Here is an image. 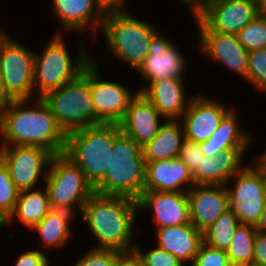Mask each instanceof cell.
Listing matches in <instances>:
<instances>
[{
  "mask_svg": "<svg viewBox=\"0 0 266 266\" xmlns=\"http://www.w3.org/2000/svg\"><path fill=\"white\" fill-rule=\"evenodd\" d=\"M27 102L25 99L10 100L0 111L2 146H37L54 155L64 153L66 134L48 104L39 98L31 109L25 107Z\"/></svg>",
  "mask_w": 266,
  "mask_h": 266,
  "instance_id": "cell-1",
  "label": "cell"
},
{
  "mask_svg": "<svg viewBox=\"0 0 266 266\" xmlns=\"http://www.w3.org/2000/svg\"><path fill=\"white\" fill-rule=\"evenodd\" d=\"M137 209L135 199L94 193L81 210L82 218L99 241V246L93 248L133 252L135 243H130Z\"/></svg>",
  "mask_w": 266,
  "mask_h": 266,
  "instance_id": "cell-2",
  "label": "cell"
},
{
  "mask_svg": "<svg viewBox=\"0 0 266 266\" xmlns=\"http://www.w3.org/2000/svg\"><path fill=\"white\" fill-rule=\"evenodd\" d=\"M121 133L119 124L100 123L66 135L64 155L84 172L95 188L110 168L115 138Z\"/></svg>",
  "mask_w": 266,
  "mask_h": 266,
  "instance_id": "cell-3",
  "label": "cell"
},
{
  "mask_svg": "<svg viewBox=\"0 0 266 266\" xmlns=\"http://www.w3.org/2000/svg\"><path fill=\"white\" fill-rule=\"evenodd\" d=\"M145 170L142 147L121 132L114 140L110 168L94 193L138 200L144 192Z\"/></svg>",
  "mask_w": 266,
  "mask_h": 266,
  "instance_id": "cell-4",
  "label": "cell"
},
{
  "mask_svg": "<svg viewBox=\"0 0 266 266\" xmlns=\"http://www.w3.org/2000/svg\"><path fill=\"white\" fill-rule=\"evenodd\" d=\"M42 99L66 135L96 125L97 116L91 96V62L77 78L48 92Z\"/></svg>",
  "mask_w": 266,
  "mask_h": 266,
  "instance_id": "cell-5",
  "label": "cell"
},
{
  "mask_svg": "<svg viewBox=\"0 0 266 266\" xmlns=\"http://www.w3.org/2000/svg\"><path fill=\"white\" fill-rule=\"evenodd\" d=\"M64 36L59 31L54 35L46 50L34 53V86L38 88L39 97H44L48 92L58 89L77 78L92 61L84 51L81 43L80 54L77 61L71 60L70 53L64 43Z\"/></svg>",
  "mask_w": 266,
  "mask_h": 266,
  "instance_id": "cell-6",
  "label": "cell"
},
{
  "mask_svg": "<svg viewBox=\"0 0 266 266\" xmlns=\"http://www.w3.org/2000/svg\"><path fill=\"white\" fill-rule=\"evenodd\" d=\"M110 51L136 69L149 54V46L157 29L125 12L105 14L101 26Z\"/></svg>",
  "mask_w": 266,
  "mask_h": 266,
  "instance_id": "cell-7",
  "label": "cell"
},
{
  "mask_svg": "<svg viewBox=\"0 0 266 266\" xmlns=\"http://www.w3.org/2000/svg\"><path fill=\"white\" fill-rule=\"evenodd\" d=\"M49 171L43 177L52 209L67 210L74 213L73 205L79 210L94 194L84 172L63 153L54 155Z\"/></svg>",
  "mask_w": 266,
  "mask_h": 266,
  "instance_id": "cell-8",
  "label": "cell"
},
{
  "mask_svg": "<svg viewBox=\"0 0 266 266\" xmlns=\"http://www.w3.org/2000/svg\"><path fill=\"white\" fill-rule=\"evenodd\" d=\"M233 177L237 178L235 188L226 186L228 208L240 224L256 226L266 204V178L257 165L243 166Z\"/></svg>",
  "mask_w": 266,
  "mask_h": 266,
  "instance_id": "cell-9",
  "label": "cell"
},
{
  "mask_svg": "<svg viewBox=\"0 0 266 266\" xmlns=\"http://www.w3.org/2000/svg\"><path fill=\"white\" fill-rule=\"evenodd\" d=\"M34 52L10 38L0 54V73L4 93L10 100H29L33 94Z\"/></svg>",
  "mask_w": 266,
  "mask_h": 266,
  "instance_id": "cell-10",
  "label": "cell"
},
{
  "mask_svg": "<svg viewBox=\"0 0 266 266\" xmlns=\"http://www.w3.org/2000/svg\"><path fill=\"white\" fill-rule=\"evenodd\" d=\"M54 156L46 148L37 146H1L0 159L7 167L10 177L19 191L35 187L43 169L50 165Z\"/></svg>",
  "mask_w": 266,
  "mask_h": 266,
  "instance_id": "cell-11",
  "label": "cell"
},
{
  "mask_svg": "<svg viewBox=\"0 0 266 266\" xmlns=\"http://www.w3.org/2000/svg\"><path fill=\"white\" fill-rule=\"evenodd\" d=\"M259 14L257 0H206L196 15L212 30L237 35Z\"/></svg>",
  "mask_w": 266,
  "mask_h": 266,
  "instance_id": "cell-12",
  "label": "cell"
},
{
  "mask_svg": "<svg viewBox=\"0 0 266 266\" xmlns=\"http://www.w3.org/2000/svg\"><path fill=\"white\" fill-rule=\"evenodd\" d=\"M98 65L91 61V96L97 116V124H119L129 107L131 100L139 92L132 96L128 88L120 83L102 81L99 77Z\"/></svg>",
  "mask_w": 266,
  "mask_h": 266,
  "instance_id": "cell-13",
  "label": "cell"
},
{
  "mask_svg": "<svg viewBox=\"0 0 266 266\" xmlns=\"http://www.w3.org/2000/svg\"><path fill=\"white\" fill-rule=\"evenodd\" d=\"M185 60L172 41L157 32L150 42L149 54L136 70L143 75L148 84L168 78L183 80L187 66Z\"/></svg>",
  "mask_w": 266,
  "mask_h": 266,
  "instance_id": "cell-14",
  "label": "cell"
},
{
  "mask_svg": "<svg viewBox=\"0 0 266 266\" xmlns=\"http://www.w3.org/2000/svg\"><path fill=\"white\" fill-rule=\"evenodd\" d=\"M195 17L202 51L246 79L248 51L238 41L237 36L212 31L196 14Z\"/></svg>",
  "mask_w": 266,
  "mask_h": 266,
  "instance_id": "cell-15",
  "label": "cell"
},
{
  "mask_svg": "<svg viewBox=\"0 0 266 266\" xmlns=\"http://www.w3.org/2000/svg\"><path fill=\"white\" fill-rule=\"evenodd\" d=\"M137 202L139 209L153 211L157 228L191 223L187 192L144 191Z\"/></svg>",
  "mask_w": 266,
  "mask_h": 266,
  "instance_id": "cell-16",
  "label": "cell"
},
{
  "mask_svg": "<svg viewBox=\"0 0 266 266\" xmlns=\"http://www.w3.org/2000/svg\"><path fill=\"white\" fill-rule=\"evenodd\" d=\"M187 196L191 224L202 233L228 209L226 185H193Z\"/></svg>",
  "mask_w": 266,
  "mask_h": 266,
  "instance_id": "cell-17",
  "label": "cell"
},
{
  "mask_svg": "<svg viewBox=\"0 0 266 266\" xmlns=\"http://www.w3.org/2000/svg\"><path fill=\"white\" fill-rule=\"evenodd\" d=\"M228 111L229 109L217 101L209 100L205 96L192 97L183 114L185 139L196 143L207 141Z\"/></svg>",
  "mask_w": 266,
  "mask_h": 266,
  "instance_id": "cell-18",
  "label": "cell"
},
{
  "mask_svg": "<svg viewBox=\"0 0 266 266\" xmlns=\"http://www.w3.org/2000/svg\"><path fill=\"white\" fill-rule=\"evenodd\" d=\"M161 117L152 103L138 92L131 100L119 127L122 133L142 147L157 135Z\"/></svg>",
  "mask_w": 266,
  "mask_h": 266,
  "instance_id": "cell-19",
  "label": "cell"
},
{
  "mask_svg": "<svg viewBox=\"0 0 266 266\" xmlns=\"http://www.w3.org/2000/svg\"><path fill=\"white\" fill-rule=\"evenodd\" d=\"M194 181L188 167L179 158L146 163L144 191L187 192ZM182 187V188H181Z\"/></svg>",
  "mask_w": 266,
  "mask_h": 266,
  "instance_id": "cell-20",
  "label": "cell"
},
{
  "mask_svg": "<svg viewBox=\"0 0 266 266\" xmlns=\"http://www.w3.org/2000/svg\"><path fill=\"white\" fill-rule=\"evenodd\" d=\"M182 80L173 78L150 82L146 87L139 89L166 119H180L188 109L190 100H186Z\"/></svg>",
  "mask_w": 266,
  "mask_h": 266,
  "instance_id": "cell-21",
  "label": "cell"
},
{
  "mask_svg": "<svg viewBox=\"0 0 266 266\" xmlns=\"http://www.w3.org/2000/svg\"><path fill=\"white\" fill-rule=\"evenodd\" d=\"M248 148H231L216 156H204L192 174L194 185H228V181L243 167L242 158Z\"/></svg>",
  "mask_w": 266,
  "mask_h": 266,
  "instance_id": "cell-22",
  "label": "cell"
},
{
  "mask_svg": "<svg viewBox=\"0 0 266 266\" xmlns=\"http://www.w3.org/2000/svg\"><path fill=\"white\" fill-rule=\"evenodd\" d=\"M156 237L157 247L175 255L182 265L184 261L192 265L203 243V233L191 223L156 228Z\"/></svg>",
  "mask_w": 266,
  "mask_h": 266,
  "instance_id": "cell-23",
  "label": "cell"
},
{
  "mask_svg": "<svg viewBox=\"0 0 266 266\" xmlns=\"http://www.w3.org/2000/svg\"><path fill=\"white\" fill-rule=\"evenodd\" d=\"M53 12L67 30H85L90 25L95 35L105 18L97 0H52ZM93 20V21H92ZM92 22V23H91ZM95 31V32H94Z\"/></svg>",
  "mask_w": 266,
  "mask_h": 266,
  "instance_id": "cell-24",
  "label": "cell"
},
{
  "mask_svg": "<svg viewBox=\"0 0 266 266\" xmlns=\"http://www.w3.org/2000/svg\"><path fill=\"white\" fill-rule=\"evenodd\" d=\"M180 120L167 119L166 123H161L153 140L142 146L145 164L179 157L185 140L184 128Z\"/></svg>",
  "mask_w": 266,
  "mask_h": 266,
  "instance_id": "cell-25",
  "label": "cell"
},
{
  "mask_svg": "<svg viewBox=\"0 0 266 266\" xmlns=\"http://www.w3.org/2000/svg\"><path fill=\"white\" fill-rule=\"evenodd\" d=\"M235 116V112L230 109L223 116L212 136L207 141L199 143L205 156L213 157L227 149L248 147L252 137L240 129Z\"/></svg>",
  "mask_w": 266,
  "mask_h": 266,
  "instance_id": "cell-26",
  "label": "cell"
},
{
  "mask_svg": "<svg viewBox=\"0 0 266 266\" xmlns=\"http://www.w3.org/2000/svg\"><path fill=\"white\" fill-rule=\"evenodd\" d=\"M51 209L52 207L46 188L44 193L39 189L34 191L32 189L20 191L14 211L1 226L6 225L13 218L17 217V220L19 219L18 221L32 229Z\"/></svg>",
  "mask_w": 266,
  "mask_h": 266,
  "instance_id": "cell-27",
  "label": "cell"
},
{
  "mask_svg": "<svg viewBox=\"0 0 266 266\" xmlns=\"http://www.w3.org/2000/svg\"><path fill=\"white\" fill-rule=\"evenodd\" d=\"M73 214L75 213L67 210L51 209L38 224L32 227L39 232L44 247L56 248L65 244L71 235L69 223Z\"/></svg>",
  "mask_w": 266,
  "mask_h": 266,
  "instance_id": "cell-28",
  "label": "cell"
},
{
  "mask_svg": "<svg viewBox=\"0 0 266 266\" xmlns=\"http://www.w3.org/2000/svg\"><path fill=\"white\" fill-rule=\"evenodd\" d=\"M257 229L253 225L240 224L232 236L226 250L232 266H249L254 264V242Z\"/></svg>",
  "mask_w": 266,
  "mask_h": 266,
  "instance_id": "cell-29",
  "label": "cell"
},
{
  "mask_svg": "<svg viewBox=\"0 0 266 266\" xmlns=\"http://www.w3.org/2000/svg\"><path fill=\"white\" fill-rule=\"evenodd\" d=\"M240 225L239 219L228 208L203 232V242L215 249L227 250L235 229Z\"/></svg>",
  "mask_w": 266,
  "mask_h": 266,
  "instance_id": "cell-30",
  "label": "cell"
},
{
  "mask_svg": "<svg viewBox=\"0 0 266 266\" xmlns=\"http://www.w3.org/2000/svg\"><path fill=\"white\" fill-rule=\"evenodd\" d=\"M19 192L0 159V227L14 211Z\"/></svg>",
  "mask_w": 266,
  "mask_h": 266,
  "instance_id": "cell-31",
  "label": "cell"
},
{
  "mask_svg": "<svg viewBox=\"0 0 266 266\" xmlns=\"http://www.w3.org/2000/svg\"><path fill=\"white\" fill-rule=\"evenodd\" d=\"M236 36L248 52L266 48V16L258 14Z\"/></svg>",
  "mask_w": 266,
  "mask_h": 266,
  "instance_id": "cell-32",
  "label": "cell"
},
{
  "mask_svg": "<svg viewBox=\"0 0 266 266\" xmlns=\"http://www.w3.org/2000/svg\"><path fill=\"white\" fill-rule=\"evenodd\" d=\"M246 80L266 92V48L248 52Z\"/></svg>",
  "mask_w": 266,
  "mask_h": 266,
  "instance_id": "cell-33",
  "label": "cell"
},
{
  "mask_svg": "<svg viewBox=\"0 0 266 266\" xmlns=\"http://www.w3.org/2000/svg\"><path fill=\"white\" fill-rule=\"evenodd\" d=\"M121 254L115 249L93 248L77 260L75 266H115Z\"/></svg>",
  "mask_w": 266,
  "mask_h": 266,
  "instance_id": "cell-34",
  "label": "cell"
},
{
  "mask_svg": "<svg viewBox=\"0 0 266 266\" xmlns=\"http://www.w3.org/2000/svg\"><path fill=\"white\" fill-rule=\"evenodd\" d=\"M138 246H134L133 252L142 261L143 266H184L175 255L168 253L159 247L149 250L143 254Z\"/></svg>",
  "mask_w": 266,
  "mask_h": 266,
  "instance_id": "cell-35",
  "label": "cell"
},
{
  "mask_svg": "<svg viewBox=\"0 0 266 266\" xmlns=\"http://www.w3.org/2000/svg\"><path fill=\"white\" fill-rule=\"evenodd\" d=\"M191 266H232L226 250L215 249L204 242Z\"/></svg>",
  "mask_w": 266,
  "mask_h": 266,
  "instance_id": "cell-36",
  "label": "cell"
},
{
  "mask_svg": "<svg viewBox=\"0 0 266 266\" xmlns=\"http://www.w3.org/2000/svg\"><path fill=\"white\" fill-rule=\"evenodd\" d=\"M204 156L199 143L185 139L178 158L187 165L189 172L193 174L198 169Z\"/></svg>",
  "mask_w": 266,
  "mask_h": 266,
  "instance_id": "cell-37",
  "label": "cell"
},
{
  "mask_svg": "<svg viewBox=\"0 0 266 266\" xmlns=\"http://www.w3.org/2000/svg\"><path fill=\"white\" fill-rule=\"evenodd\" d=\"M48 263L46 254L37 249L21 254L15 266H46Z\"/></svg>",
  "mask_w": 266,
  "mask_h": 266,
  "instance_id": "cell-38",
  "label": "cell"
},
{
  "mask_svg": "<svg viewBox=\"0 0 266 266\" xmlns=\"http://www.w3.org/2000/svg\"><path fill=\"white\" fill-rule=\"evenodd\" d=\"M254 264L266 266V233L257 231L254 242Z\"/></svg>",
  "mask_w": 266,
  "mask_h": 266,
  "instance_id": "cell-39",
  "label": "cell"
},
{
  "mask_svg": "<svg viewBox=\"0 0 266 266\" xmlns=\"http://www.w3.org/2000/svg\"><path fill=\"white\" fill-rule=\"evenodd\" d=\"M105 14L111 12H124L125 0H97Z\"/></svg>",
  "mask_w": 266,
  "mask_h": 266,
  "instance_id": "cell-40",
  "label": "cell"
},
{
  "mask_svg": "<svg viewBox=\"0 0 266 266\" xmlns=\"http://www.w3.org/2000/svg\"><path fill=\"white\" fill-rule=\"evenodd\" d=\"M115 266H143V263L134 252H129L122 253Z\"/></svg>",
  "mask_w": 266,
  "mask_h": 266,
  "instance_id": "cell-41",
  "label": "cell"
},
{
  "mask_svg": "<svg viewBox=\"0 0 266 266\" xmlns=\"http://www.w3.org/2000/svg\"><path fill=\"white\" fill-rule=\"evenodd\" d=\"M182 3H186L187 5L191 4V10L193 15H195L205 4L206 0H180Z\"/></svg>",
  "mask_w": 266,
  "mask_h": 266,
  "instance_id": "cell-42",
  "label": "cell"
},
{
  "mask_svg": "<svg viewBox=\"0 0 266 266\" xmlns=\"http://www.w3.org/2000/svg\"><path fill=\"white\" fill-rule=\"evenodd\" d=\"M255 227L257 231L266 233V204L264 206V209L262 210L258 224Z\"/></svg>",
  "mask_w": 266,
  "mask_h": 266,
  "instance_id": "cell-43",
  "label": "cell"
},
{
  "mask_svg": "<svg viewBox=\"0 0 266 266\" xmlns=\"http://www.w3.org/2000/svg\"><path fill=\"white\" fill-rule=\"evenodd\" d=\"M10 99L4 93V88L2 85L1 73H0V111L8 104Z\"/></svg>",
  "mask_w": 266,
  "mask_h": 266,
  "instance_id": "cell-44",
  "label": "cell"
},
{
  "mask_svg": "<svg viewBox=\"0 0 266 266\" xmlns=\"http://www.w3.org/2000/svg\"><path fill=\"white\" fill-rule=\"evenodd\" d=\"M257 166L262 170L265 178H266V151L259 157V159H256Z\"/></svg>",
  "mask_w": 266,
  "mask_h": 266,
  "instance_id": "cell-45",
  "label": "cell"
},
{
  "mask_svg": "<svg viewBox=\"0 0 266 266\" xmlns=\"http://www.w3.org/2000/svg\"><path fill=\"white\" fill-rule=\"evenodd\" d=\"M259 7V14L266 16V0H257Z\"/></svg>",
  "mask_w": 266,
  "mask_h": 266,
  "instance_id": "cell-46",
  "label": "cell"
},
{
  "mask_svg": "<svg viewBox=\"0 0 266 266\" xmlns=\"http://www.w3.org/2000/svg\"><path fill=\"white\" fill-rule=\"evenodd\" d=\"M9 39V36L3 34V31H0V54L2 51V48L4 46V43Z\"/></svg>",
  "mask_w": 266,
  "mask_h": 266,
  "instance_id": "cell-47",
  "label": "cell"
}]
</instances>
